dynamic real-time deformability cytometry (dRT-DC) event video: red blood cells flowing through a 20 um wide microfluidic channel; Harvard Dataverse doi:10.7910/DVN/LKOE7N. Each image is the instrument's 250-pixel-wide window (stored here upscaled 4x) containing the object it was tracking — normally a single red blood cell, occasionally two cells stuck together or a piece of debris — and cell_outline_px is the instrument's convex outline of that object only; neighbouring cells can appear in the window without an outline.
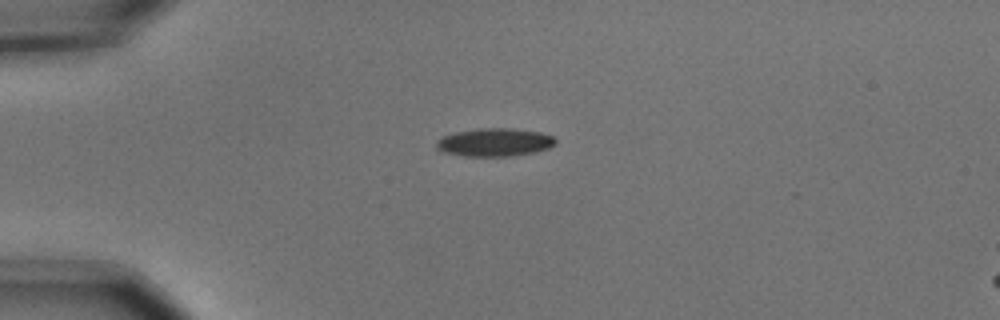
{"species": "common noctule bat (a hibernating species)", "species_latin": "Nyctalus noctula", "temperature_condition": "cold", "stored_images_in_passage": 6, "camera_frame_rate_fps": 3000, "um_per_image_px": 0.085, "animal": {"sex": "male", "body_mass_g": 15.6}, "frame": {"image": 1, "passage_image": 1, "time_ms": 0.0, "image_size_px": [1000, 320], "cell_outline_px": [[556, 144], [548, 148], [536, 152], [512, 156], [464, 156], [440, 152], [436, 148], [436, 140], [444, 136], [456, 132], [480, 128], [512, 128], [540, 132], [556, 136]], "centroid_in_image_um": [42.06, 12.1], "position_along_channel_um": 42.9, "area_um2": 19.77}}
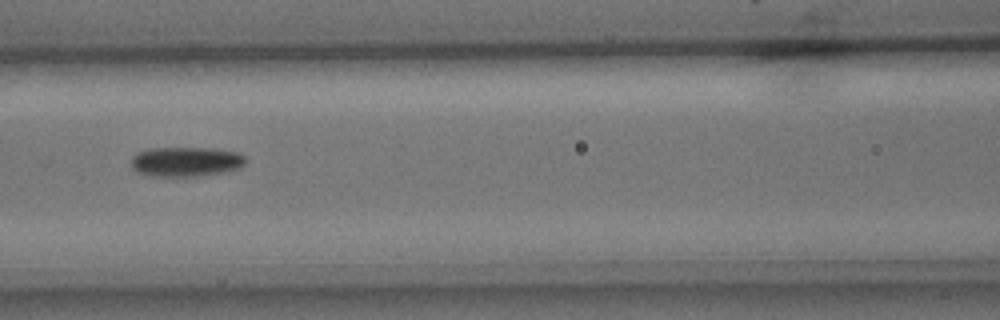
{"frame": {"image": 2, "passage_image": 4, "time_ms": 1.0, "image_size_px": [1000, 320], "cell_outline_px": [[244, 164], [240, 168], [224, 172], [196, 176], [152, 176], [136, 172], [132, 168], [132, 156], [136, 152], [148, 148], [204, 148], [236, 152], [244, 156]], "centroid_in_image_um": [15.74, 13.74], "position_along_channel_um": 150.9, "area_um2": 19.71}}
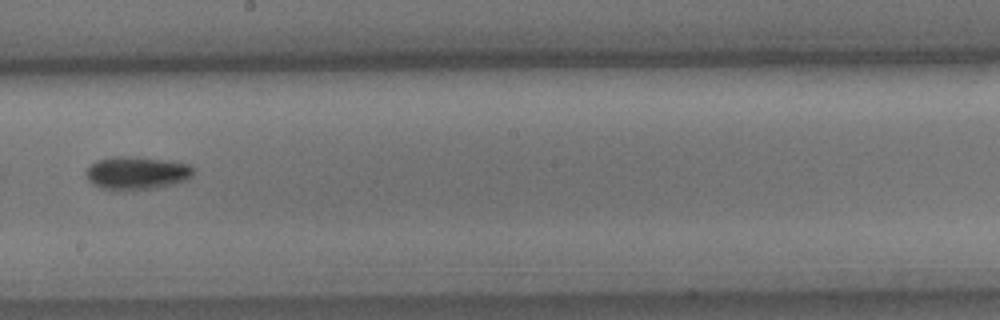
{"frame": {"image": 3, "passage_image": 6, "time_ms": 1.667, "image_size_px": [1000, 320], "cell_outline_px": [[196, 168], [192, 176], [188, 180], [176, 184], [160, 188], [100, 188], [92, 184], [88, 180], [88, 168], [96, 160], [112, 156], [124, 156], [168, 160], [192, 164]], "centroid_in_image_um": [11.73, 14.68], "position_along_channel_um": 236.5, "area_um2": 20.52}}